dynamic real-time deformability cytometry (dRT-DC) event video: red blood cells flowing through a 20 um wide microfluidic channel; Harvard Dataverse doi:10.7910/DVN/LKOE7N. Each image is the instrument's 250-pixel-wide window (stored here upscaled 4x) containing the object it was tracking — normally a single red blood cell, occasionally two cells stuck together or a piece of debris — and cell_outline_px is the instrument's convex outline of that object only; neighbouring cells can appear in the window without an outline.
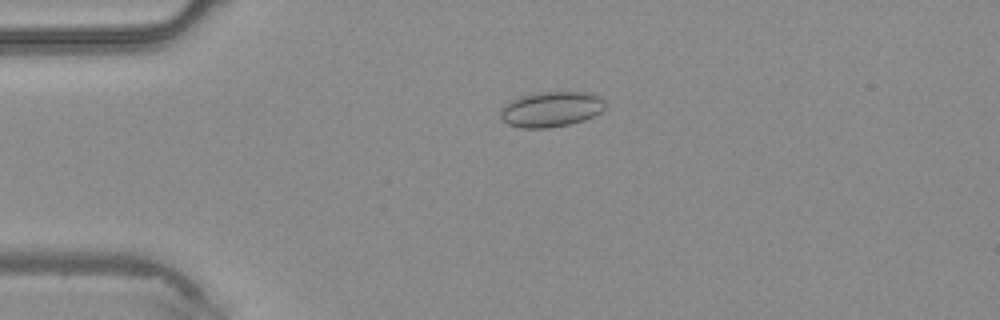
{"species": "common noctule bat (a hibernating species)", "species_latin": "Nyctalus noctula", "temperature_condition": "warm", "stored_images_in_passage": 5, "camera_frame_rate_fps": 3000, "um_per_image_px": 0.085, "animal": {"sex": "male", "body_mass_g": 20.4}, "frame": {"image": 1, "passage_image": 3, "time_ms": 0.667, "image_size_px": [1000, 320], "cell_outline_px": [[604, 108], [600, 112], [584, 120], [568, 124], [548, 128], [520, 128], [508, 124], [500, 116], [500, 112], [512, 100], [524, 96], [544, 92], [588, 92], [600, 96], [604, 100]], "centroid_in_image_um": [46.89, 9.29], "position_along_channel_um": 38.1, "area_um2": 21.15}}
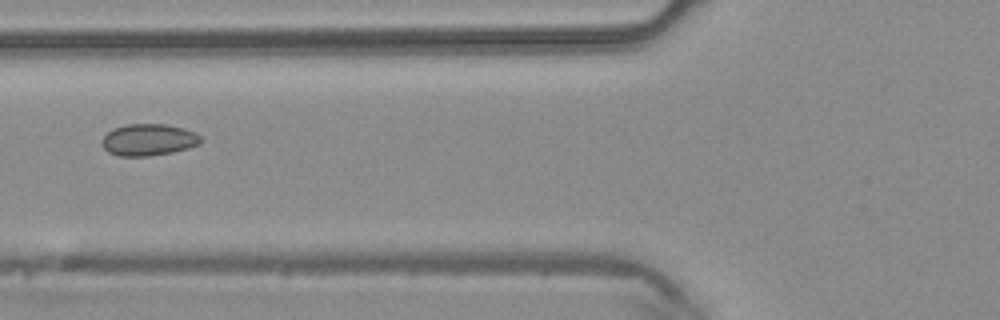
{"frame": {"image": 2, "passage_image": 5, "time_ms": 1.333, "image_size_px": [1000, 320], "cell_outline_px": [[204, 140], [200, 144], [188, 148], [172, 152], [148, 156], [120, 156], [108, 152], [100, 144], [100, 140], [112, 128], [124, 124], [164, 124], [184, 128], [196, 132]], "centroid_in_image_um": [12.62, 11.87], "position_along_channel_um": 113.2, "area_um2": 18.55}}